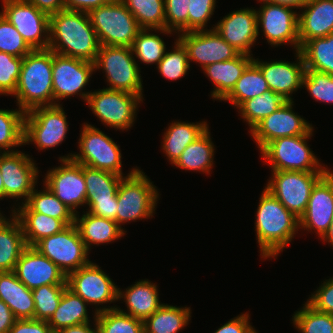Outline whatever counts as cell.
<instances>
[{
    "mask_svg": "<svg viewBox=\"0 0 333 333\" xmlns=\"http://www.w3.org/2000/svg\"><path fill=\"white\" fill-rule=\"evenodd\" d=\"M100 46L88 12L64 9L50 15L48 49L94 63Z\"/></svg>",
    "mask_w": 333,
    "mask_h": 333,
    "instance_id": "obj_1",
    "label": "cell"
},
{
    "mask_svg": "<svg viewBox=\"0 0 333 333\" xmlns=\"http://www.w3.org/2000/svg\"><path fill=\"white\" fill-rule=\"evenodd\" d=\"M256 212L254 225L260 256L263 260L276 259L300 230L299 219L265 188Z\"/></svg>",
    "mask_w": 333,
    "mask_h": 333,
    "instance_id": "obj_2",
    "label": "cell"
},
{
    "mask_svg": "<svg viewBox=\"0 0 333 333\" xmlns=\"http://www.w3.org/2000/svg\"><path fill=\"white\" fill-rule=\"evenodd\" d=\"M17 107L27 112L35 107L54 105L52 50H32L22 60L14 94Z\"/></svg>",
    "mask_w": 333,
    "mask_h": 333,
    "instance_id": "obj_3",
    "label": "cell"
},
{
    "mask_svg": "<svg viewBox=\"0 0 333 333\" xmlns=\"http://www.w3.org/2000/svg\"><path fill=\"white\" fill-rule=\"evenodd\" d=\"M160 195L153 181L138 167L120 181L116 223L125 231V223L154 217Z\"/></svg>",
    "mask_w": 333,
    "mask_h": 333,
    "instance_id": "obj_4",
    "label": "cell"
},
{
    "mask_svg": "<svg viewBox=\"0 0 333 333\" xmlns=\"http://www.w3.org/2000/svg\"><path fill=\"white\" fill-rule=\"evenodd\" d=\"M314 127L305 135L280 137L267 143L261 150L263 162L271 171L328 172L308 145ZM319 159V160H318Z\"/></svg>",
    "mask_w": 333,
    "mask_h": 333,
    "instance_id": "obj_5",
    "label": "cell"
},
{
    "mask_svg": "<svg viewBox=\"0 0 333 333\" xmlns=\"http://www.w3.org/2000/svg\"><path fill=\"white\" fill-rule=\"evenodd\" d=\"M80 132L77 142L79 153H69L59 157V160L72 159L79 164L123 177L131 175L138 168L135 166L128 174L123 173L120 146L99 128L85 122Z\"/></svg>",
    "mask_w": 333,
    "mask_h": 333,
    "instance_id": "obj_6",
    "label": "cell"
},
{
    "mask_svg": "<svg viewBox=\"0 0 333 333\" xmlns=\"http://www.w3.org/2000/svg\"><path fill=\"white\" fill-rule=\"evenodd\" d=\"M88 15L101 46L131 47L141 30L121 0L93 8Z\"/></svg>",
    "mask_w": 333,
    "mask_h": 333,
    "instance_id": "obj_7",
    "label": "cell"
},
{
    "mask_svg": "<svg viewBox=\"0 0 333 333\" xmlns=\"http://www.w3.org/2000/svg\"><path fill=\"white\" fill-rule=\"evenodd\" d=\"M139 66L131 47L100 46L94 61L95 73L101 69L105 73L107 89L121 90L143 98V80Z\"/></svg>",
    "mask_w": 333,
    "mask_h": 333,
    "instance_id": "obj_8",
    "label": "cell"
},
{
    "mask_svg": "<svg viewBox=\"0 0 333 333\" xmlns=\"http://www.w3.org/2000/svg\"><path fill=\"white\" fill-rule=\"evenodd\" d=\"M144 98L121 90L98 89L91 92L86 105L104 126L114 130H129Z\"/></svg>",
    "mask_w": 333,
    "mask_h": 333,
    "instance_id": "obj_9",
    "label": "cell"
},
{
    "mask_svg": "<svg viewBox=\"0 0 333 333\" xmlns=\"http://www.w3.org/2000/svg\"><path fill=\"white\" fill-rule=\"evenodd\" d=\"M68 122L62 104L35 107L25 112L24 145L34 144L39 151L61 145L67 138Z\"/></svg>",
    "mask_w": 333,
    "mask_h": 333,
    "instance_id": "obj_10",
    "label": "cell"
},
{
    "mask_svg": "<svg viewBox=\"0 0 333 333\" xmlns=\"http://www.w3.org/2000/svg\"><path fill=\"white\" fill-rule=\"evenodd\" d=\"M67 288L84 301L95 306L93 313L116 309L118 305L110 306L118 301V286L99 265L90 261L76 271L67 275ZM105 305V304H108ZM103 304V305H102ZM101 305V306H100Z\"/></svg>",
    "mask_w": 333,
    "mask_h": 333,
    "instance_id": "obj_11",
    "label": "cell"
},
{
    "mask_svg": "<svg viewBox=\"0 0 333 333\" xmlns=\"http://www.w3.org/2000/svg\"><path fill=\"white\" fill-rule=\"evenodd\" d=\"M265 189L298 219L305 213L315 184L327 172L271 171Z\"/></svg>",
    "mask_w": 333,
    "mask_h": 333,
    "instance_id": "obj_12",
    "label": "cell"
},
{
    "mask_svg": "<svg viewBox=\"0 0 333 333\" xmlns=\"http://www.w3.org/2000/svg\"><path fill=\"white\" fill-rule=\"evenodd\" d=\"M0 173L4 184V199L18 201L10 207L13 213L17 206L28 200L37 186L39 169L32 156L18 150L0 153Z\"/></svg>",
    "mask_w": 333,
    "mask_h": 333,
    "instance_id": "obj_13",
    "label": "cell"
},
{
    "mask_svg": "<svg viewBox=\"0 0 333 333\" xmlns=\"http://www.w3.org/2000/svg\"><path fill=\"white\" fill-rule=\"evenodd\" d=\"M94 72V63L52 51L54 105H60L61 100L75 95L86 102L92 91H85L84 88L89 85Z\"/></svg>",
    "mask_w": 333,
    "mask_h": 333,
    "instance_id": "obj_14",
    "label": "cell"
},
{
    "mask_svg": "<svg viewBox=\"0 0 333 333\" xmlns=\"http://www.w3.org/2000/svg\"><path fill=\"white\" fill-rule=\"evenodd\" d=\"M33 247L56 264L66 276L91 261L90 252L75 224L67 226L59 233L42 238Z\"/></svg>",
    "mask_w": 333,
    "mask_h": 333,
    "instance_id": "obj_15",
    "label": "cell"
},
{
    "mask_svg": "<svg viewBox=\"0 0 333 333\" xmlns=\"http://www.w3.org/2000/svg\"><path fill=\"white\" fill-rule=\"evenodd\" d=\"M274 3L261 4L257 11V34L263 33L271 47L290 45L295 51L300 50L299 11Z\"/></svg>",
    "mask_w": 333,
    "mask_h": 333,
    "instance_id": "obj_16",
    "label": "cell"
},
{
    "mask_svg": "<svg viewBox=\"0 0 333 333\" xmlns=\"http://www.w3.org/2000/svg\"><path fill=\"white\" fill-rule=\"evenodd\" d=\"M0 13L22 35L32 50L49 47L50 16L25 0H1Z\"/></svg>",
    "mask_w": 333,
    "mask_h": 333,
    "instance_id": "obj_17",
    "label": "cell"
},
{
    "mask_svg": "<svg viewBox=\"0 0 333 333\" xmlns=\"http://www.w3.org/2000/svg\"><path fill=\"white\" fill-rule=\"evenodd\" d=\"M58 167H53L45 174L43 184L65 204L75 215L77 209L86 205V183L83 165L72 159L59 160Z\"/></svg>",
    "mask_w": 333,
    "mask_h": 333,
    "instance_id": "obj_18",
    "label": "cell"
},
{
    "mask_svg": "<svg viewBox=\"0 0 333 333\" xmlns=\"http://www.w3.org/2000/svg\"><path fill=\"white\" fill-rule=\"evenodd\" d=\"M293 108L294 101H286L278 110L263 118L248 131L259 150L276 138L305 135L314 127L294 112Z\"/></svg>",
    "mask_w": 333,
    "mask_h": 333,
    "instance_id": "obj_19",
    "label": "cell"
},
{
    "mask_svg": "<svg viewBox=\"0 0 333 333\" xmlns=\"http://www.w3.org/2000/svg\"><path fill=\"white\" fill-rule=\"evenodd\" d=\"M186 48L189 63L205 66L235 58L239 52L226 42L214 29L196 30L177 34L176 37Z\"/></svg>",
    "mask_w": 333,
    "mask_h": 333,
    "instance_id": "obj_20",
    "label": "cell"
},
{
    "mask_svg": "<svg viewBox=\"0 0 333 333\" xmlns=\"http://www.w3.org/2000/svg\"><path fill=\"white\" fill-rule=\"evenodd\" d=\"M297 60L263 61L253 58V62L261 70L268 87L273 92L281 95L287 101H294L293 94L302 88L305 74V64L300 51H295Z\"/></svg>",
    "mask_w": 333,
    "mask_h": 333,
    "instance_id": "obj_21",
    "label": "cell"
},
{
    "mask_svg": "<svg viewBox=\"0 0 333 333\" xmlns=\"http://www.w3.org/2000/svg\"><path fill=\"white\" fill-rule=\"evenodd\" d=\"M333 218V170L328 171L313 187L305 213L299 219V229L312 232L321 239Z\"/></svg>",
    "mask_w": 333,
    "mask_h": 333,
    "instance_id": "obj_22",
    "label": "cell"
},
{
    "mask_svg": "<svg viewBox=\"0 0 333 333\" xmlns=\"http://www.w3.org/2000/svg\"><path fill=\"white\" fill-rule=\"evenodd\" d=\"M251 8L232 11L213 26L216 32L239 53L253 56L251 49L259 38L257 11Z\"/></svg>",
    "mask_w": 333,
    "mask_h": 333,
    "instance_id": "obj_23",
    "label": "cell"
},
{
    "mask_svg": "<svg viewBox=\"0 0 333 333\" xmlns=\"http://www.w3.org/2000/svg\"><path fill=\"white\" fill-rule=\"evenodd\" d=\"M14 272L31 290L43 285L67 284L64 272L33 246L24 249L16 262Z\"/></svg>",
    "mask_w": 333,
    "mask_h": 333,
    "instance_id": "obj_24",
    "label": "cell"
},
{
    "mask_svg": "<svg viewBox=\"0 0 333 333\" xmlns=\"http://www.w3.org/2000/svg\"><path fill=\"white\" fill-rule=\"evenodd\" d=\"M299 11L300 48L308 40L333 33V0H309Z\"/></svg>",
    "mask_w": 333,
    "mask_h": 333,
    "instance_id": "obj_25",
    "label": "cell"
},
{
    "mask_svg": "<svg viewBox=\"0 0 333 333\" xmlns=\"http://www.w3.org/2000/svg\"><path fill=\"white\" fill-rule=\"evenodd\" d=\"M124 290L118 287L117 299L125 302L127 311L117 306L122 313L128 314L134 318L144 321L155 311H157L164 303H161L159 297V289L156 283L148 279H141L134 282Z\"/></svg>",
    "mask_w": 333,
    "mask_h": 333,
    "instance_id": "obj_26",
    "label": "cell"
},
{
    "mask_svg": "<svg viewBox=\"0 0 333 333\" xmlns=\"http://www.w3.org/2000/svg\"><path fill=\"white\" fill-rule=\"evenodd\" d=\"M253 56L239 53L235 58L216 62L205 66L202 71L213 83L211 97L222 101L235 87L247 66L253 61Z\"/></svg>",
    "mask_w": 333,
    "mask_h": 333,
    "instance_id": "obj_27",
    "label": "cell"
},
{
    "mask_svg": "<svg viewBox=\"0 0 333 333\" xmlns=\"http://www.w3.org/2000/svg\"><path fill=\"white\" fill-rule=\"evenodd\" d=\"M75 215L76 225L81 239L89 252L94 245L113 243L125 236L124 231L114 220L98 217L87 211Z\"/></svg>",
    "mask_w": 333,
    "mask_h": 333,
    "instance_id": "obj_28",
    "label": "cell"
},
{
    "mask_svg": "<svg viewBox=\"0 0 333 333\" xmlns=\"http://www.w3.org/2000/svg\"><path fill=\"white\" fill-rule=\"evenodd\" d=\"M207 121L186 122L173 120L163 132L161 149L170 164L173 165L186 147L200 137L207 129Z\"/></svg>",
    "mask_w": 333,
    "mask_h": 333,
    "instance_id": "obj_29",
    "label": "cell"
},
{
    "mask_svg": "<svg viewBox=\"0 0 333 333\" xmlns=\"http://www.w3.org/2000/svg\"><path fill=\"white\" fill-rule=\"evenodd\" d=\"M0 300L4 301L16 319H34V299L14 271L0 272Z\"/></svg>",
    "mask_w": 333,
    "mask_h": 333,
    "instance_id": "obj_30",
    "label": "cell"
},
{
    "mask_svg": "<svg viewBox=\"0 0 333 333\" xmlns=\"http://www.w3.org/2000/svg\"><path fill=\"white\" fill-rule=\"evenodd\" d=\"M27 247L23 228L12 213L0 218V272L14 271L16 262Z\"/></svg>",
    "mask_w": 333,
    "mask_h": 333,
    "instance_id": "obj_31",
    "label": "cell"
},
{
    "mask_svg": "<svg viewBox=\"0 0 333 333\" xmlns=\"http://www.w3.org/2000/svg\"><path fill=\"white\" fill-rule=\"evenodd\" d=\"M13 214L21 223L27 246H34L42 238L59 233L67 227L60 219L34 212L26 203L17 206Z\"/></svg>",
    "mask_w": 333,
    "mask_h": 333,
    "instance_id": "obj_32",
    "label": "cell"
},
{
    "mask_svg": "<svg viewBox=\"0 0 333 333\" xmlns=\"http://www.w3.org/2000/svg\"><path fill=\"white\" fill-rule=\"evenodd\" d=\"M215 145L209 128L189 144L178 160L172 165L185 171L202 172L210 175L214 166Z\"/></svg>",
    "mask_w": 333,
    "mask_h": 333,
    "instance_id": "obj_33",
    "label": "cell"
},
{
    "mask_svg": "<svg viewBox=\"0 0 333 333\" xmlns=\"http://www.w3.org/2000/svg\"><path fill=\"white\" fill-rule=\"evenodd\" d=\"M88 305L82 297L66 288L57 309L47 322L55 331L82 323H93L88 315Z\"/></svg>",
    "mask_w": 333,
    "mask_h": 333,
    "instance_id": "obj_34",
    "label": "cell"
},
{
    "mask_svg": "<svg viewBox=\"0 0 333 333\" xmlns=\"http://www.w3.org/2000/svg\"><path fill=\"white\" fill-rule=\"evenodd\" d=\"M86 183V203L117 201V191L123 176L83 165Z\"/></svg>",
    "mask_w": 333,
    "mask_h": 333,
    "instance_id": "obj_35",
    "label": "cell"
},
{
    "mask_svg": "<svg viewBox=\"0 0 333 333\" xmlns=\"http://www.w3.org/2000/svg\"><path fill=\"white\" fill-rule=\"evenodd\" d=\"M191 307L163 304L146 318L144 333H179L191 320Z\"/></svg>",
    "mask_w": 333,
    "mask_h": 333,
    "instance_id": "obj_36",
    "label": "cell"
},
{
    "mask_svg": "<svg viewBox=\"0 0 333 333\" xmlns=\"http://www.w3.org/2000/svg\"><path fill=\"white\" fill-rule=\"evenodd\" d=\"M159 32L167 36L168 34L169 36L174 35V32L167 29H141L138 32L131 46L135 60L138 59L137 62L140 61L144 65L154 64L157 66L159 64L167 51L166 44L163 38L159 36Z\"/></svg>",
    "mask_w": 333,
    "mask_h": 333,
    "instance_id": "obj_37",
    "label": "cell"
},
{
    "mask_svg": "<svg viewBox=\"0 0 333 333\" xmlns=\"http://www.w3.org/2000/svg\"><path fill=\"white\" fill-rule=\"evenodd\" d=\"M270 90L259 67L252 61L236 82L232 91L222 100L237 109L244 101Z\"/></svg>",
    "mask_w": 333,
    "mask_h": 333,
    "instance_id": "obj_38",
    "label": "cell"
},
{
    "mask_svg": "<svg viewBox=\"0 0 333 333\" xmlns=\"http://www.w3.org/2000/svg\"><path fill=\"white\" fill-rule=\"evenodd\" d=\"M299 51L306 69L333 75V33L308 40Z\"/></svg>",
    "mask_w": 333,
    "mask_h": 333,
    "instance_id": "obj_39",
    "label": "cell"
},
{
    "mask_svg": "<svg viewBox=\"0 0 333 333\" xmlns=\"http://www.w3.org/2000/svg\"><path fill=\"white\" fill-rule=\"evenodd\" d=\"M287 100L268 90L259 96L244 101L237 109L241 120L247 123L249 131L263 118L278 110Z\"/></svg>",
    "mask_w": 333,
    "mask_h": 333,
    "instance_id": "obj_40",
    "label": "cell"
},
{
    "mask_svg": "<svg viewBox=\"0 0 333 333\" xmlns=\"http://www.w3.org/2000/svg\"><path fill=\"white\" fill-rule=\"evenodd\" d=\"M24 117L21 109H0V153L18 151L24 145Z\"/></svg>",
    "mask_w": 333,
    "mask_h": 333,
    "instance_id": "obj_41",
    "label": "cell"
},
{
    "mask_svg": "<svg viewBox=\"0 0 333 333\" xmlns=\"http://www.w3.org/2000/svg\"><path fill=\"white\" fill-rule=\"evenodd\" d=\"M25 203L34 212L60 219L67 226L74 224L75 214L44 184L43 190H38V187L37 189L35 187Z\"/></svg>",
    "mask_w": 333,
    "mask_h": 333,
    "instance_id": "obj_42",
    "label": "cell"
},
{
    "mask_svg": "<svg viewBox=\"0 0 333 333\" xmlns=\"http://www.w3.org/2000/svg\"><path fill=\"white\" fill-rule=\"evenodd\" d=\"M141 29H165L164 0H121Z\"/></svg>",
    "mask_w": 333,
    "mask_h": 333,
    "instance_id": "obj_43",
    "label": "cell"
},
{
    "mask_svg": "<svg viewBox=\"0 0 333 333\" xmlns=\"http://www.w3.org/2000/svg\"><path fill=\"white\" fill-rule=\"evenodd\" d=\"M292 321L300 333H333V314L320 312L307 301L294 312Z\"/></svg>",
    "mask_w": 333,
    "mask_h": 333,
    "instance_id": "obj_44",
    "label": "cell"
},
{
    "mask_svg": "<svg viewBox=\"0 0 333 333\" xmlns=\"http://www.w3.org/2000/svg\"><path fill=\"white\" fill-rule=\"evenodd\" d=\"M98 333H144L142 320L122 313L117 308L97 313Z\"/></svg>",
    "mask_w": 333,
    "mask_h": 333,
    "instance_id": "obj_45",
    "label": "cell"
},
{
    "mask_svg": "<svg viewBox=\"0 0 333 333\" xmlns=\"http://www.w3.org/2000/svg\"><path fill=\"white\" fill-rule=\"evenodd\" d=\"M169 51V49L166 51L156 68L166 80L176 81L187 75L191 64L186 48L177 38Z\"/></svg>",
    "mask_w": 333,
    "mask_h": 333,
    "instance_id": "obj_46",
    "label": "cell"
},
{
    "mask_svg": "<svg viewBox=\"0 0 333 333\" xmlns=\"http://www.w3.org/2000/svg\"><path fill=\"white\" fill-rule=\"evenodd\" d=\"M67 284L43 285L32 290L34 319L48 321L57 309Z\"/></svg>",
    "mask_w": 333,
    "mask_h": 333,
    "instance_id": "obj_47",
    "label": "cell"
},
{
    "mask_svg": "<svg viewBox=\"0 0 333 333\" xmlns=\"http://www.w3.org/2000/svg\"><path fill=\"white\" fill-rule=\"evenodd\" d=\"M304 88L315 101L333 104V75L305 69Z\"/></svg>",
    "mask_w": 333,
    "mask_h": 333,
    "instance_id": "obj_48",
    "label": "cell"
},
{
    "mask_svg": "<svg viewBox=\"0 0 333 333\" xmlns=\"http://www.w3.org/2000/svg\"><path fill=\"white\" fill-rule=\"evenodd\" d=\"M32 49L16 28L0 13V52L23 58Z\"/></svg>",
    "mask_w": 333,
    "mask_h": 333,
    "instance_id": "obj_49",
    "label": "cell"
},
{
    "mask_svg": "<svg viewBox=\"0 0 333 333\" xmlns=\"http://www.w3.org/2000/svg\"><path fill=\"white\" fill-rule=\"evenodd\" d=\"M22 60L23 58L0 52V95L14 94Z\"/></svg>",
    "mask_w": 333,
    "mask_h": 333,
    "instance_id": "obj_50",
    "label": "cell"
},
{
    "mask_svg": "<svg viewBox=\"0 0 333 333\" xmlns=\"http://www.w3.org/2000/svg\"><path fill=\"white\" fill-rule=\"evenodd\" d=\"M189 0H164L165 29L177 34L188 32Z\"/></svg>",
    "mask_w": 333,
    "mask_h": 333,
    "instance_id": "obj_51",
    "label": "cell"
},
{
    "mask_svg": "<svg viewBox=\"0 0 333 333\" xmlns=\"http://www.w3.org/2000/svg\"><path fill=\"white\" fill-rule=\"evenodd\" d=\"M188 31L207 30L214 15L216 0H189ZM206 27V28H205Z\"/></svg>",
    "mask_w": 333,
    "mask_h": 333,
    "instance_id": "obj_52",
    "label": "cell"
},
{
    "mask_svg": "<svg viewBox=\"0 0 333 333\" xmlns=\"http://www.w3.org/2000/svg\"><path fill=\"white\" fill-rule=\"evenodd\" d=\"M323 282V283H322ZM321 285L309 295L307 302L316 310L333 314V277L325 279Z\"/></svg>",
    "mask_w": 333,
    "mask_h": 333,
    "instance_id": "obj_53",
    "label": "cell"
},
{
    "mask_svg": "<svg viewBox=\"0 0 333 333\" xmlns=\"http://www.w3.org/2000/svg\"><path fill=\"white\" fill-rule=\"evenodd\" d=\"M257 330L250 323L248 312L239 314L221 325L213 333H256Z\"/></svg>",
    "mask_w": 333,
    "mask_h": 333,
    "instance_id": "obj_54",
    "label": "cell"
},
{
    "mask_svg": "<svg viewBox=\"0 0 333 333\" xmlns=\"http://www.w3.org/2000/svg\"><path fill=\"white\" fill-rule=\"evenodd\" d=\"M51 330L45 320L17 319L9 333H50Z\"/></svg>",
    "mask_w": 333,
    "mask_h": 333,
    "instance_id": "obj_55",
    "label": "cell"
},
{
    "mask_svg": "<svg viewBox=\"0 0 333 333\" xmlns=\"http://www.w3.org/2000/svg\"><path fill=\"white\" fill-rule=\"evenodd\" d=\"M88 207L87 212L96 215L98 217H103L106 219H111L116 222L118 203L117 201H105L99 203H86Z\"/></svg>",
    "mask_w": 333,
    "mask_h": 333,
    "instance_id": "obj_56",
    "label": "cell"
},
{
    "mask_svg": "<svg viewBox=\"0 0 333 333\" xmlns=\"http://www.w3.org/2000/svg\"><path fill=\"white\" fill-rule=\"evenodd\" d=\"M112 0H64L66 10L89 12L93 8L110 3Z\"/></svg>",
    "mask_w": 333,
    "mask_h": 333,
    "instance_id": "obj_57",
    "label": "cell"
},
{
    "mask_svg": "<svg viewBox=\"0 0 333 333\" xmlns=\"http://www.w3.org/2000/svg\"><path fill=\"white\" fill-rule=\"evenodd\" d=\"M47 15L55 14L65 9L64 0H25Z\"/></svg>",
    "mask_w": 333,
    "mask_h": 333,
    "instance_id": "obj_58",
    "label": "cell"
},
{
    "mask_svg": "<svg viewBox=\"0 0 333 333\" xmlns=\"http://www.w3.org/2000/svg\"><path fill=\"white\" fill-rule=\"evenodd\" d=\"M16 320L9 306L0 300V333H9Z\"/></svg>",
    "mask_w": 333,
    "mask_h": 333,
    "instance_id": "obj_59",
    "label": "cell"
},
{
    "mask_svg": "<svg viewBox=\"0 0 333 333\" xmlns=\"http://www.w3.org/2000/svg\"><path fill=\"white\" fill-rule=\"evenodd\" d=\"M93 315V325L88 323H82L79 325H73L69 326L67 328H63L59 330L60 333H98V328L96 324V316L97 313L92 314ZM94 327V328H93Z\"/></svg>",
    "mask_w": 333,
    "mask_h": 333,
    "instance_id": "obj_60",
    "label": "cell"
},
{
    "mask_svg": "<svg viewBox=\"0 0 333 333\" xmlns=\"http://www.w3.org/2000/svg\"><path fill=\"white\" fill-rule=\"evenodd\" d=\"M308 1L309 0H277V4L296 9L297 11L298 9L301 10Z\"/></svg>",
    "mask_w": 333,
    "mask_h": 333,
    "instance_id": "obj_61",
    "label": "cell"
},
{
    "mask_svg": "<svg viewBox=\"0 0 333 333\" xmlns=\"http://www.w3.org/2000/svg\"><path fill=\"white\" fill-rule=\"evenodd\" d=\"M320 240L323 241L324 243L328 242V244H330V246L332 245V247H333V218L330 223V227H329L328 231L324 234V236Z\"/></svg>",
    "mask_w": 333,
    "mask_h": 333,
    "instance_id": "obj_62",
    "label": "cell"
},
{
    "mask_svg": "<svg viewBox=\"0 0 333 333\" xmlns=\"http://www.w3.org/2000/svg\"><path fill=\"white\" fill-rule=\"evenodd\" d=\"M0 199L4 200V184L1 173H0Z\"/></svg>",
    "mask_w": 333,
    "mask_h": 333,
    "instance_id": "obj_63",
    "label": "cell"
},
{
    "mask_svg": "<svg viewBox=\"0 0 333 333\" xmlns=\"http://www.w3.org/2000/svg\"><path fill=\"white\" fill-rule=\"evenodd\" d=\"M260 4H264V3H274L277 4V0H257Z\"/></svg>",
    "mask_w": 333,
    "mask_h": 333,
    "instance_id": "obj_64",
    "label": "cell"
},
{
    "mask_svg": "<svg viewBox=\"0 0 333 333\" xmlns=\"http://www.w3.org/2000/svg\"><path fill=\"white\" fill-rule=\"evenodd\" d=\"M50 333H60L59 331L51 330Z\"/></svg>",
    "mask_w": 333,
    "mask_h": 333,
    "instance_id": "obj_65",
    "label": "cell"
},
{
    "mask_svg": "<svg viewBox=\"0 0 333 333\" xmlns=\"http://www.w3.org/2000/svg\"><path fill=\"white\" fill-rule=\"evenodd\" d=\"M3 215H5V214H3V212L1 213V210H0V218H1Z\"/></svg>",
    "mask_w": 333,
    "mask_h": 333,
    "instance_id": "obj_66",
    "label": "cell"
}]
</instances>
